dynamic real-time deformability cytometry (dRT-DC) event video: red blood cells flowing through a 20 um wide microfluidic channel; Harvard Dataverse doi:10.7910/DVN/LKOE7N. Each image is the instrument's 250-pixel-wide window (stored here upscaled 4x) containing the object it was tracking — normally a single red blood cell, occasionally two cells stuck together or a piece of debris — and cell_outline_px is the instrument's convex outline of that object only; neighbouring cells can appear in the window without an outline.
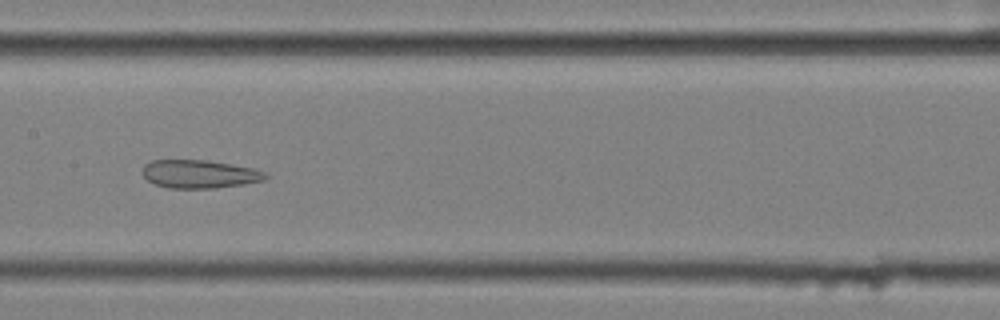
{"species": "common noctule bat (a hibernating species)", "species_latin": "Nyctalus noctula", "temperature_condition": "cold", "stored_images_in_passage": 57, "segment_of_instrument_passage": [2, 2], "camera_frame_rate_fps": 3000, "um_per_image_px": 0.085, "animal": {"sex": "female", "body_mass_g": 25.1}, "frame": {"image": 1, "passage_image": 29, "time_ms": 9.333, "image_size_px": [1000, 320], "cell_outline_px": [[268, 176], [264, 180], [244, 184], [216, 188], [168, 188], [152, 184], [144, 176], [144, 164], [152, 160], [208, 160], [252, 168], [268, 172]], "centroid_in_image_um": [16.97, 14.8], "position_along_channel_um": 190.4, "area_um2": 20.29}}
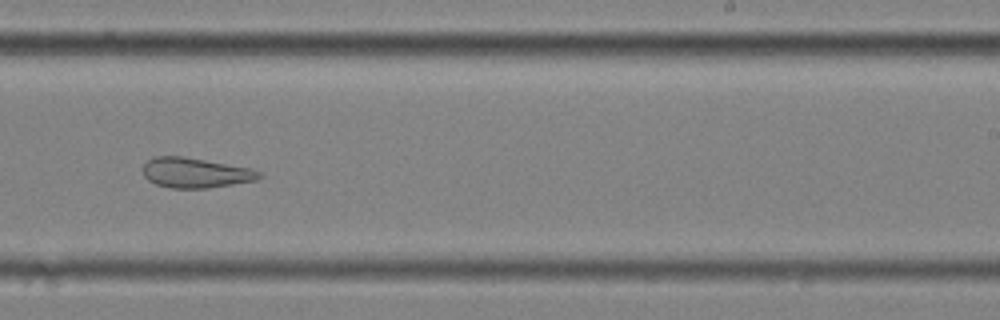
{"frame": {"image": 2, "passage_image": 36, "time_ms": 11.667, "image_size_px": [1000, 320], "cell_outline_px": [[264, 176], [256, 180], [208, 188], [172, 188], [156, 184], [148, 180], [144, 176], [144, 164], [148, 160], [156, 156], [184, 156], [248, 168], [264, 172]], "centroid_in_image_um": [16.63, 14.69], "position_along_channel_um": 272.4, "area_um2": 20.23}}
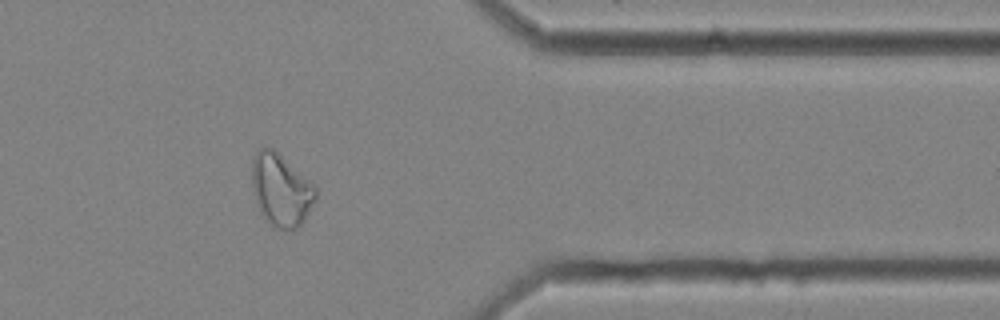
{"frame": {"image": 3, "passage_image": 47, "time_ms": 15.333, "image_size_px": [1000, 320], "cell_outline_px": [[316, 196], [304, 220], [296, 228], [276, 228], [260, 212], [252, 188], [252, 160], [256, 152], [260, 148], [272, 148], [316, 184]], "centroid_in_image_um": [23.89, 16.11], "position_along_channel_um": 387.5, "area_um2": 26.47}}